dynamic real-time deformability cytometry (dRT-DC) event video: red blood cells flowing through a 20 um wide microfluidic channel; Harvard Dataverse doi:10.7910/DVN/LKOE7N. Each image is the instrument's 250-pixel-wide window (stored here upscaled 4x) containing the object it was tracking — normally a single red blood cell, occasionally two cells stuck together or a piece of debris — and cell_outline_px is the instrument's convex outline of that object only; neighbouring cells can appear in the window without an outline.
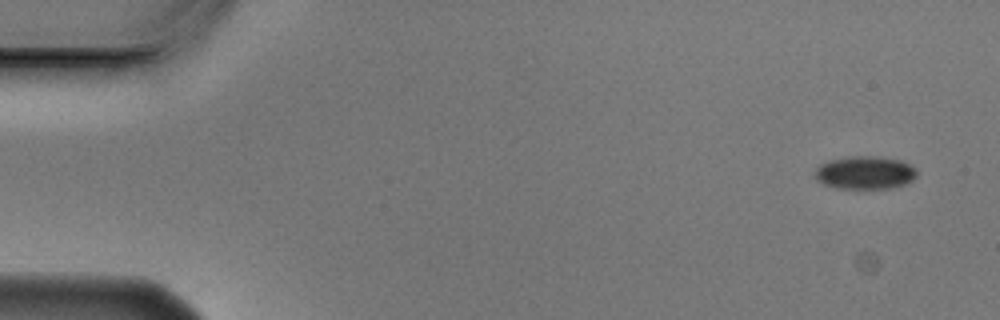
{"species": "Egyptian fruit bat (a non-hibernating species)", "species_latin": "Rousettus aegyptiacus", "temperature_condition": "cold", "stored_images_in_passage": 6, "camera_frame_rate_fps": 3000, "um_per_image_px": 0.085, "animal": {"sex": "male"}, "frame": {"image": 1, "passage_image": 1, "time_ms": 0.0, "image_size_px": [1000, 320], "cell_outline_px": [[916, 176], [912, 180], [904, 184], [892, 188], [836, 188], [824, 184], [816, 180], [816, 168], [820, 164], [832, 160], [852, 156], [876, 156], [900, 160], [908, 164], [916, 172]], "centroid_in_image_um": [73.51, 14.68], "position_along_channel_um": 11.5, "area_um2": 19.31}}
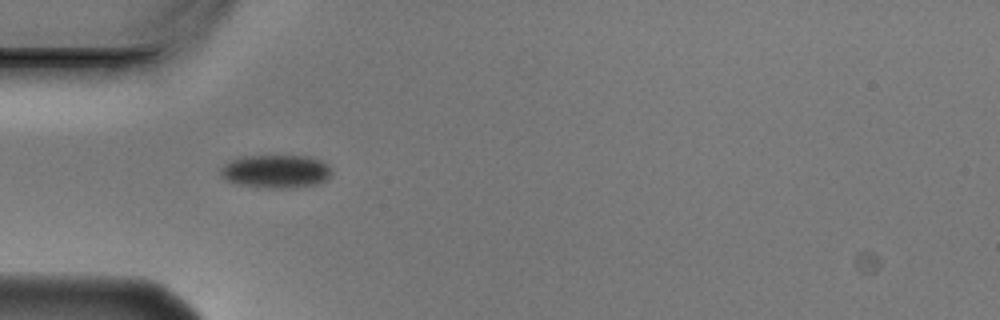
{"frame": {"image": 2, "passage_image": 5, "time_ms": 1.333, "image_size_px": [1000, 320], "cell_outline_px": [[328, 176], [324, 180], [316, 184], [280, 188], [272, 188], [236, 184], [220, 176], [220, 168], [224, 164], [240, 156], [304, 156], [320, 160], [328, 168]], "centroid_in_image_um": [23.34, 14.56], "position_along_channel_um": 61.7, "area_um2": 20.92}}
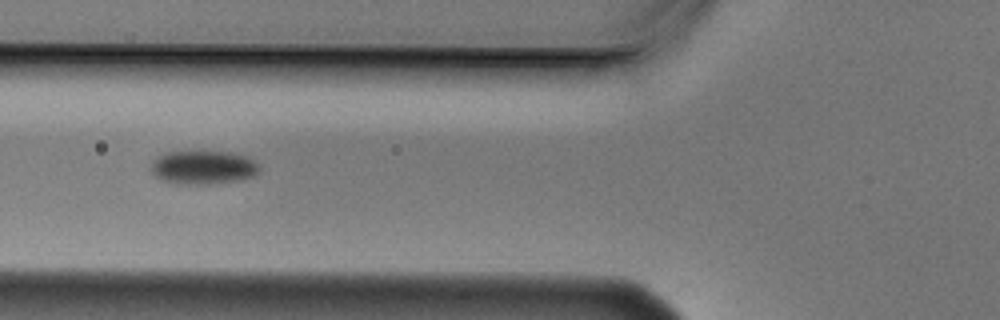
{"frame": {"image": 3, "passage_image": 6, "time_ms": 1.667, "image_size_px": [1000, 320], "cell_outline_px": [[260, 172], [252, 176], [240, 180], [208, 184], [176, 184], [164, 180], [156, 176], [148, 168], [152, 160], [156, 156], [168, 152], [232, 152], [248, 156], [260, 164]], "centroid_in_image_um": [17.28, 14.22], "position_along_channel_um": 108.5, "area_um2": 21.5}}